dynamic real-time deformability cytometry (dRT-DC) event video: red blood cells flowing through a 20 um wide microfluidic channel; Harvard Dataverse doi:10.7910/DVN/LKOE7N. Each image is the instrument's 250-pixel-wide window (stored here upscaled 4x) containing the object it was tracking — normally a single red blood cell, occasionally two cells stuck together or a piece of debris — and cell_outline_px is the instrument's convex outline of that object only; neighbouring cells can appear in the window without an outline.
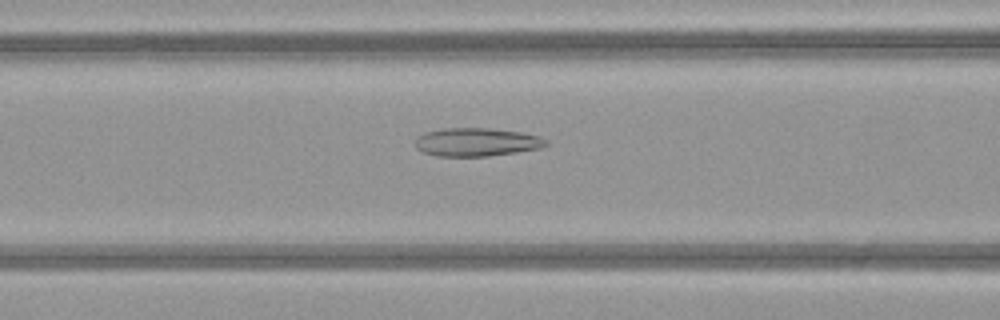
{"species": "common noctule bat (a hibernating species)", "species_latin": "Nyctalus noctula", "temperature_condition": "warm", "stored_images_in_passage": 37, "camera_frame_rate_fps": 3000, "um_per_image_px": 0.085, "animal": {"sex": "female", "body_mass_g": 21.9}, "frame": {"image": 1, "passage_image": 12, "time_ms": 3.667, "image_size_px": [1000, 320], "cell_outline_px": [[548, 144], [540, 148], [516, 152], [488, 156], [436, 156], [424, 152], [416, 148], [416, 140], [424, 132], [444, 128], [488, 128], [520, 132], [540, 136], [548, 140]], "centroid_in_image_um": [40.53, 12.07], "position_along_channel_um": 126.1, "area_um2": 21.5}}
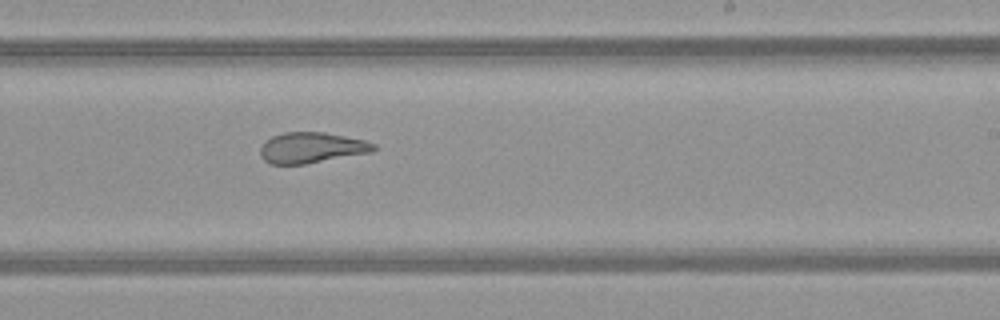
{"frame": {"image": 2, "passage_image": 22, "time_ms": 7.0, "image_size_px": [1000, 320], "cell_outline_px": [[376, 148], [372, 152], [304, 164], [272, 164], [264, 160], [260, 156], [260, 148], [264, 140], [272, 136], [284, 132], [324, 132], [364, 140], [376, 144]], "centroid_in_image_um": [26.45, 12.55], "position_along_channel_um": 262.5, "area_um2": 20.29}}
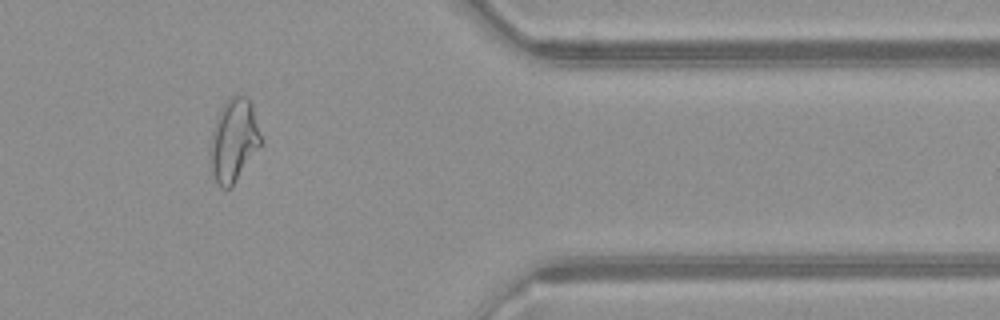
{"frame": {"image": 3, "passage_image": 33, "time_ms": 10.667, "image_size_px": [1000, 320], "cell_outline_px": [[264, 140], [232, 188], [220, 188], [208, 164], [208, 148], [216, 120], [220, 108], [228, 96], [248, 96], [252, 104]], "centroid_in_image_um": [19.87, 11.93], "position_along_channel_um": 391.5, "area_um2": 25.2}}